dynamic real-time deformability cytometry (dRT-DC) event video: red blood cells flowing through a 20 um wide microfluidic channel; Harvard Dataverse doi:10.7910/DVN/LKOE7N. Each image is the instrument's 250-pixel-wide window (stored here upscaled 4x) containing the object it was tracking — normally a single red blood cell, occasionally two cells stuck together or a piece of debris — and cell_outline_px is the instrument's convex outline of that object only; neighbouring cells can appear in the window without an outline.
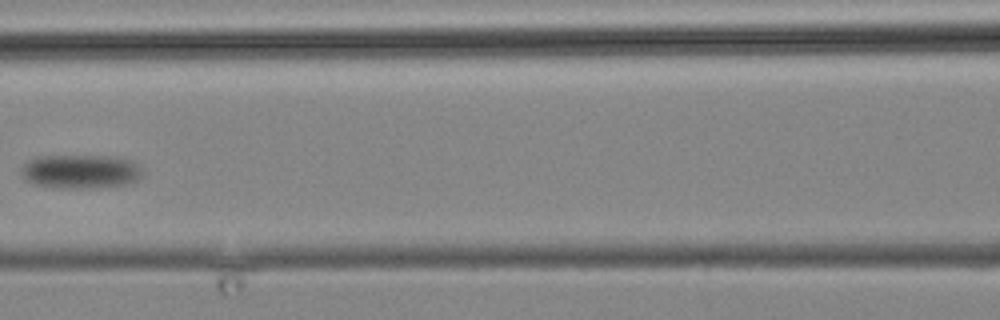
{"species": "common noctule bat (a hibernating species)", "species_latin": "Nyctalus noctula", "temperature_condition": "cold", "stored_images_in_passage": 8, "camera_frame_rate_fps": 3000, "um_per_image_px": 0.085, "animal": {"sex": "male", "body_mass_g": 19.2, "forearm_length_mm": 51.8}, "frame": {"image": 1, "passage_image": 5, "time_ms": 5.333, "image_size_px": [1000, 320], "cell_outline_px": [[144, 176], [140, 180], [124, 184], [100, 188], [56, 188], [32, 184], [24, 180], [20, 176], [20, 168], [24, 164], [36, 156], [116, 156], [132, 160], [140, 168]], "centroid_in_image_um": [6.83, 14.59], "position_along_channel_um": 159.8, "area_um2": 24.57}}
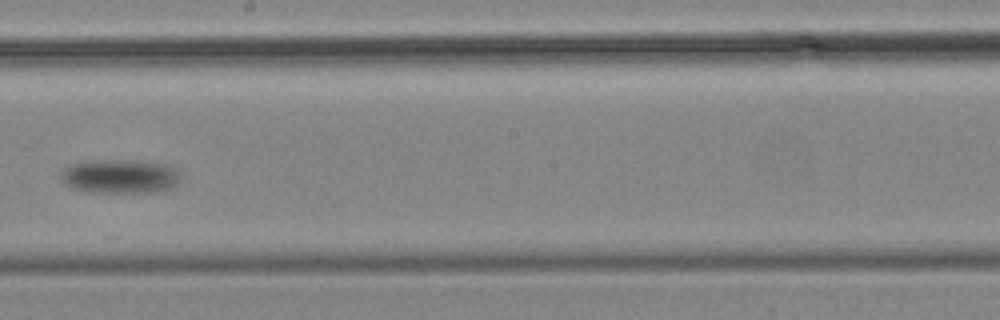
{"frame": {"image": 2, "passage_image": 7, "time_ms": 8.667, "image_size_px": [1000, 320], "cell_outline_px": [[180, 184], [172, 188], [156, 192], [84, 192], [72, 188], [64, 184], [60, 180], [60, 172], [68, 164], [84, 160], [136, 160], [168, 164], [176, 168], [180, 176]], "centroid_in_image_um": [10.18, 14.98], "position_along_channel_um": 238.0, "area_um2": 24.51}}